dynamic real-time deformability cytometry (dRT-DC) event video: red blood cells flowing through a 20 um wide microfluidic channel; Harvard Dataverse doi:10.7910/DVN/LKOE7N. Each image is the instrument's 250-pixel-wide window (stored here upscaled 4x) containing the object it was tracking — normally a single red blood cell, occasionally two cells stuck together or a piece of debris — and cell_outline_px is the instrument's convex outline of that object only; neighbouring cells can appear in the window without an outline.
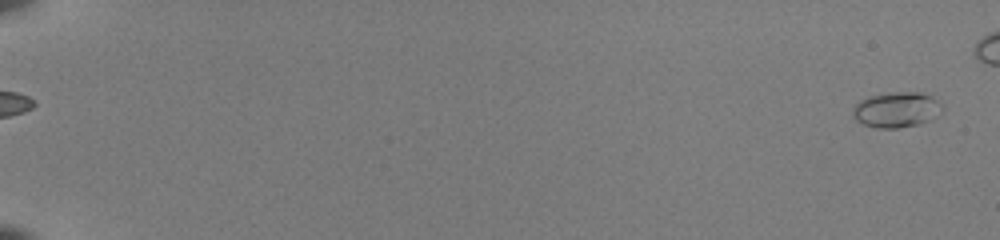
{"species": "common noctule bat (a hibernating species)", "species_latin": "Nyctalus noctula", "temperature_condition": "room temperature", "stored_images_in_passage": 49, "camera_frame_rate_fps": 3000, "um_per_image_px": 0.085, "animal": {"sex": "female", "body_mass_g": 22.0, "forearm_length_mm": 56.7}, "frame": {"image": 1, "passage_image": 1, "time_ms": 0.0, "image_size_px": [1000, 240], "cell_outline_px": [[944, 112], [940, 116], [932, 120], [920, 124], [900, 128], [876, 128], [864, 124], [856, 120], [852, 116], [852, 108], [860, 100], [868, 96], [888, 92], [920, 92], [932, 96], [944, 108]], "centroid_in_image_um": [76.24, 9.33], "position_along_channel_um": 8.8, "area_um2": 18.96}}
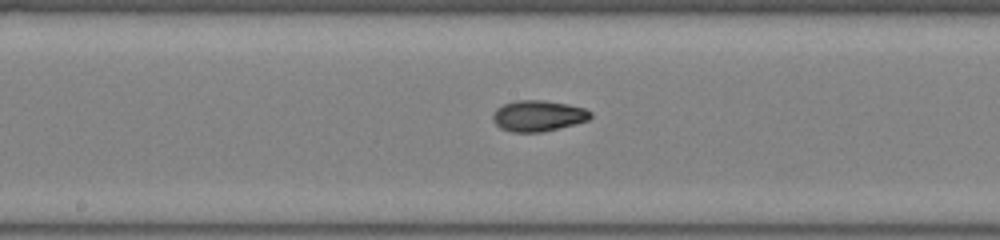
{"frame": {"image": 2, "passage_image": 31, "time_ms": 10.0, "image_size_px": [1000, 240], "cell_outline_px": [[592, 116], [588, 120], [576, 124], [560, 128], [540, 132], [512, 132], [500, 128], [492, 120], [492, 112], [496, 108], [504, 104], [516, 100], [544, 100], [568, 104], [584, 108], [592, 112]], "centroid_in_image_um": [45.73, 9.84], "position_along_channel_um": 202.5, "area_um2": 17.8}}
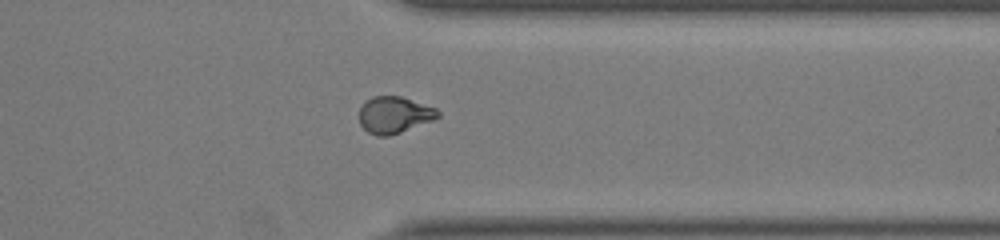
{"frame": {"image": 3, "passage_image": 44, "time_ms": 14.333, "image_size_px": [1000, 240], "cell_outline_px": [[440, 116], [436, 120], [388, 136], [376, 136], [368, 132], [360, 124], [360, 108], [372, 96], [400, 96], [436, 108], [440, 112]], "centroid_in_image_um": [33.55, 9.77], "position_along_channel_um": 377.9, "area_um2": 16.76}}